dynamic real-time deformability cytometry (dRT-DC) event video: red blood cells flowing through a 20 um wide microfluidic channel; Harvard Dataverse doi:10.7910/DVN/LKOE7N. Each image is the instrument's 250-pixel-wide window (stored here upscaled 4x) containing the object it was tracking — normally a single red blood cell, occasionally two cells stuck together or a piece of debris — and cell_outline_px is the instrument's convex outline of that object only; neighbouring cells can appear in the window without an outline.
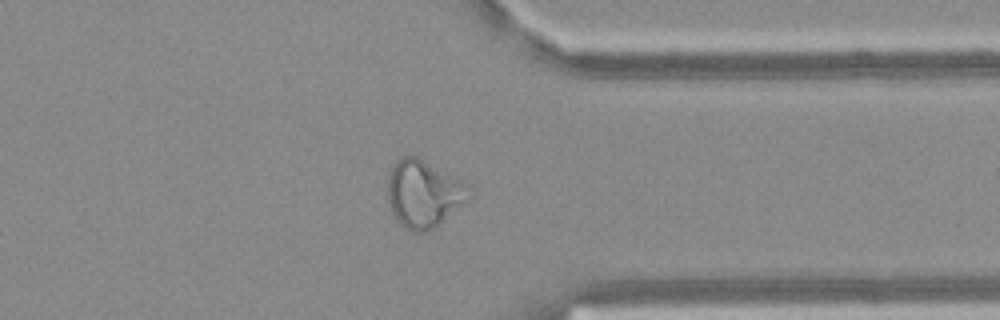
{"species": "Egyptian fruit bat (a non-hibernating species)", "species_latin": "Rousettus aegyptiacus", "temperature_condition": "warm", "stored_images_in_passage": 38, "camera_frame_rate_fps": 3000, "um_per_image_px": 0.085, "frame": {"image": 1, "passage_image": 33, "time_ms": 10.667, "image_size_px": [1000, 320], "cell_outline_px": [[472, 196], [464, 204], [436, 228], [424, 232], [412, 232], [404, 228], [396, 220], [392, 212], [388, 200], [388, 172], [404, 156], [416, 156], [460, 180], [468, 188]], "centroid_in_image_um": [36.0, 16.52], "position_along_channel_um": 375.4, "area_um2": 31.67}, "authors_computed_cell_mechanics": {"area_um2": 29.4491, "velocity_mm_per_s": 3.8075, "shape_relaxation_time_tau1_ms": null, "shape_relaxation_time_tau2_ms": 1.2956, "deformation_change_tau1": null, "deformation_change_tau2": 0.0871}}